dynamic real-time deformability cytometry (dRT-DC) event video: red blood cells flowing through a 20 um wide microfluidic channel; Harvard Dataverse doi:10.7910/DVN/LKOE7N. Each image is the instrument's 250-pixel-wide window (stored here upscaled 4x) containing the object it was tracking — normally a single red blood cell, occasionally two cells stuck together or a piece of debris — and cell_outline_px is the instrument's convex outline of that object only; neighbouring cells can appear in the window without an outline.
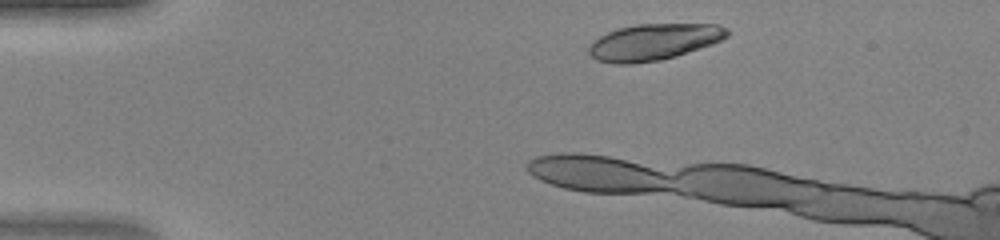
{"species": "human", "species_latin": "Homo sapiens", "temperature_condition": "warm", "stored_images_in_passage": 13, "camera_frame_rate_fps": 3000, "um_per_image_px": 0.085, "donor": {"sex": "female"}, "frame": {"image": 1, "passage_image": 4, "time_ms": 1.0, "image_size_px": [1000, 240], "cell_outline_px": [[728, 36], [720, 40], [676, 56], [660, 60], [632, 64], [616, 64], [596, 60], [588, 52], [588, 48], [600, 36], [608, 32], [620, 28], [636, 24], [716, 24], [728, 28]], "centroid_in_image_um": [55.56, 3.57], "position_along_channel_um": 29.4, "area_um2": 28.96}}